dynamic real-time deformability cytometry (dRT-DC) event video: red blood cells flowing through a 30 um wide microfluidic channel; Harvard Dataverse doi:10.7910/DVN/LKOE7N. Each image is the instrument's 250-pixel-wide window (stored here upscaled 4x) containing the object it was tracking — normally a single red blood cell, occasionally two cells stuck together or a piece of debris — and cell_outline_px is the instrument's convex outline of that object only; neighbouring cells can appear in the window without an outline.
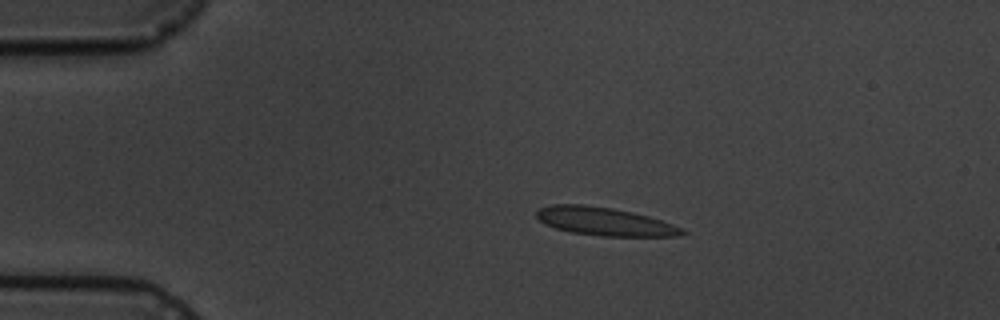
{"species": "common noctule bat (a hibernating species)", "species_latin": "Nyctalus noctula", "temperature_condition": "cold", "stored_images_in_passage": 5, "camera_frame_rate_fps": 3000, "um_per_image_px": 0.085, "animal": {"sex": "male", "body_mass_g": 19.5, "forearm_length_mm": 54.6}, "frame": {"image": 1, "passage_image": 4, "time_ms": 3.333, "image_size_px": [1000, 320], "cell_outline_px": [[688, 232], [680, 236], [600, 236], [572, 232], [556, 228], [544, 224], [536, 216], [536, 212], [540, 208], [552, 204], [584, 204], [612, 208], [632, 212], [648, 216], [672, 224]], "centroid_in_image_um": [51.37, 18.82], "position_along_channel_um": 33.6, "area_um2": 23.81}}